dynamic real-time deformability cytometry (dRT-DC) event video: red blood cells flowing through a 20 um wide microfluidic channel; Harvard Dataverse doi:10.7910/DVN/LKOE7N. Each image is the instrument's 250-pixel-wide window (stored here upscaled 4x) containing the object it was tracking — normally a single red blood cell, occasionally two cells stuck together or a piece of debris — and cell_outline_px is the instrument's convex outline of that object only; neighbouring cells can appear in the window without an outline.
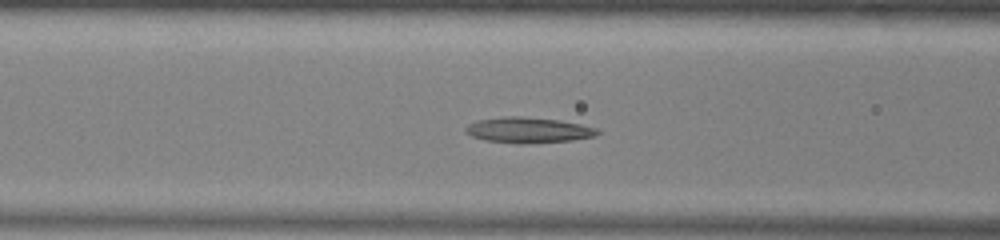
{"species": "common noctule bat (a hibernating species)", "species_latin": "Nyctalus noctula", "temperature_condition": "warm", "stored_images_in_passage": 45, "camera_frame_rate_fps": 3000, "um_per_image_px": 0.085, "animal": {"sex": "male", "body_mass_g": 13.0, "forearm_length_mm": 53.1}, "frame": {"image": 1, "passage_image": 14, "time_ms": 4.333, "image_size_px": [1000, 240], "cell_outline_px": [[600, 132], [596, 136], [572, 140], [520, 144], [516, 144], [484, 140], [472, 136], [464, 132], [464, 128], [468, 124], [476, 120], [504, 116], [520, 116], [560, 120], [580, 124], [596, 128]], "centroid_in_image_um": [44.86, 11.06], "position_along_channel_um": 121.7, "area_um2": 19.83}}
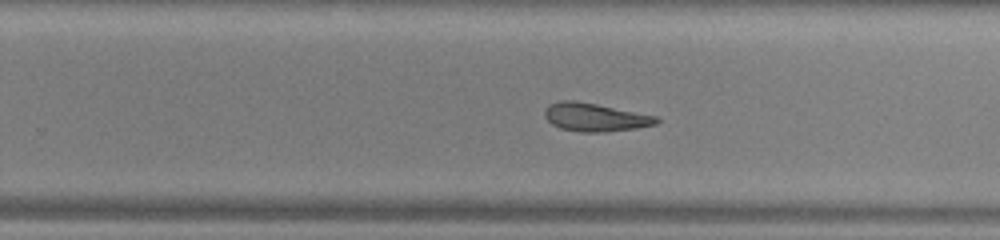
{"frame": {"image": 2, "passage_image": 26, "time_ms": 8.333, "image_size_px": [1000, 240], "cell_outline_px": [[660, 120], [656, 124], [636, 128], [604, 132], [580, 132], [560, 128], [552, 124], [544, 116], [544, 112], [548, 104], [560, 100], [576, 100], [656, 116]], "centroid_in_image_um": [50.54, 9.96], "position_along_channel_um": 279.3, "area_um2": 18.32}}
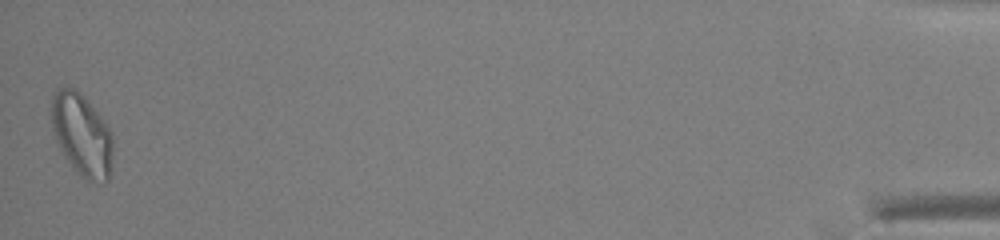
{"frame": {"image": 3, "passage_image": 45, "time_ms": 14.667, "image_size_px": [1000, 240], "cell_outline_px": [[112, 164], [108, 180], [104, 184], [88, 184], [76, 172], [64, 156], [52, 132], [52, 96], [56, 88], [64, 84], [68, 84], [76, 88], [88, 100], [104, 120], [112, 132]], "centroid_in_image_um": [6.96, 11.47], "position_along_channel_um": 428.2, "area_um2": 30.46}, "authors_computed_cell_mechanics": {"area_um2": 19.941, "velocity_mm_per_s": 3.9475, "shape_relaxation_time_tau1_ms": null, "shape_relaxation_time_tau2_ms": 5.2948, "deformation_change_tau1": null, "deformation_change_tau2": 0.1617}}